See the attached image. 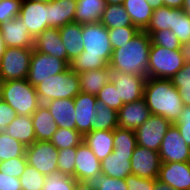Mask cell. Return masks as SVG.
<instances>
[{
    "mask_svg": "<svg viewBox=\"0 0 190 190\" xmlns=\"http://www.w3.org/2000/svg\"><path fill=\"white\" fill-rule=\"evenodd\" d=\"M101 173V161L82 141L77 146L75 160V179L77 181H93Z\"/></svg>",
    "mask_w": 190,
    "mask_h": 190,
    "instance_id": "cell-15",
    "label": "cell"
},
{
    "mask_svg": "<svg viewBox=\"0 0 190 190\" xmlns=\"http://www.w3.org/2000/svg\"><path fill=\"white\" fill-rule=\"evenodd\" d=\"M41 104L55 99H74L80 93L78 73L69 67L35 86Z\"/></svg>",
    "mask_w": 190,
    "mask_h": 190,
    "instance_id": "cell-4",
    "label": "cell"
},
{
    "mask_svg": "<svg viewBox=\"0 0 190 190\" xmlns=\"http://www.w3.org/2000/svg\"><path fill=\"white\" fill-rule=\"evenodd\" d=\"M151 38L145 31H139L128 43L113 49L109 68L147 78Z\"/></svg>",
    "mask_w": 190,
    "mask_h": 190,
    "instance_id": "cell-3",
    "label": "cell"
},
{
    "mask_svg": "<svg viewBox=\"0 0 190 190\" xmlns=\"http://www.w3.org/2000/svg\"><path fill=\"white\" fill-rule=\"evenodd\" d=\"M157 179L175 190H190V162L161 163Z\"/></svg>",
    "mask_w": 190,
    "mask_h": 190,
    "instance_id": "cell-16",
    "label": "cell"
},
{
    "mask_svg": "<svg viewBox=\"0 0 190 190\" xmlns=\"http://www.w3.org/2000/svg\"><path fill=\"white\" fill-rule=\"evenodd\" d=\"M32 53L33 48L7 47L0 61V79H27Z\"/></svg>",
    "mask_w": 190,
    "mask_h": 190,
    "instance_id": "cell-7",
    "label": "cell"
},
{
    "mask_svg": "<svg viewBox=\"0 0 190 190\" xmlns=\"http://www.w3.org/2000/svg\"><path fill=\"white\" fill-rule=\"evenodd\" d=\"M180 43L190 41V17L182 9H174L173 30Z\"/></svg>",
    "mask_w": 190,
    "mask_h": 190,
    "instance_id": "cell-38",
    "label": "cell"
},
{
    "mask_svg": "<svg viewBox=\"0 0 190 190\" xmlns=\"http://www.w3.org/2000/svg\"><path fill=\"white\" fill-rule=\"evenodd\" d=\"M34 50L52 55L67 63V52L59 28H47L34 39Z\"/></svg>",
    "mask_w": 190,
    "mask_h": 190,
    "instance_id": "cell-20",
    "label": "cell"
},
{
    "mask_svg": "<svg viewBox=\"0 0 190 190\" xmlns=\"http://www.w3.org/2000/svg\"><path fill=\"white\" fill-rule=\"evenodd\" d=\"M74 190H95L92 181H76Z\"/></svg>",
    "mask_w": 190,
    "mask_h": 190,
    "instance_id": "cell-55",
    "label": "cell"
},
{
    "mask_svg": "<svg viewBox=\"0 0 190 190\" xmlns=\"http://www.w3.org/2000/svg\"><path fill=\"white\" fill-rule=\"evenodd\" d=\"M123 6L133 25L144 31L150 23L154 10L149 3L146 0H124Z\"/></svg>",
    "mask_w": 190,
    "mask_h": 190,
    "instance_id": "cell-30",
    "label": "cell"
},
{
    "mask_svg": "<svg viewBox=\"0 0 190 190\" xmlns=\"http://www.w3.org/2000/svg\"><path fill=\"white\" fill-rule=\"evenodd\" d=\"M97 98L95 95L80 92L74 98L76 114V130L84 136L93 130L94 118L96 114L95 105Z\"/></svg>",
    "mask_w": 190,
    "mask_h": 190,
    "instance_id": "cell-17",
    "label": "cell"
},
{
    "mask_svg": "<svg viewBox=\"0 0 190 190\" xmlns=\"http://www.w3.org/2000/svg\"><path fill=\"white\" fill-rule=\"evenodd\" d=\"M2 80L0 79V101L2 100Z\"/></svg>",
    "mask_w": 190,
    "mask_h": 190,
    "instance_id": "cell-61",
    "label": "cell"
},
{
    "mask_svg": "<svg viewBox=\"0 0 190 190\" xmlns=\"http://www.w3.org/2000/svg\"><path fill=\"white\" fill-rule=\"evenodd\" d=\"M163 6L172 9H182L184 0H162Z\"/></svg>",
    "mask_w": 190,
    "mask_h": 190,
    "instance_id": "cell-53",
    "label": "cell"
},
{
    "mask_svg": "<svg viewBox=\"0 0 190 190\" xmlns=\"http://www.w3.org/2000/svg\"><path fill=\"white\" fill-rule=\"evenodd\" d=\"M131 157L132 153L112 152L101 161V173L112 178L125 179L132 174Z\"/></svg>",
    "mask_w": 190,
    "mask_h": 190,
    "instance_id": "cell-24",
    "label": "cell"
},
{
    "mask_svg": "<svg viewBox=\"0 0 190 190\" xmlns=\"http://www.w3.org/2000/svg\"><path fill=\"white\" fill-rule=\"evenodd\" d=\"M180 50L182 57L184 58V62L190 63V41L181 44Z\"/></svg>",
    "mask_w": 190,
    "mask_h": 190,
    "instance_id": "cell-54",
    "label": "cell"
},
{
    "mask_svg": "<svg viewBox=\"0 0 190 190\" xmlns=\"http://www.w3.org/2000/svg\"><path fill=\"white\" fill-rule=\"evenodd\" d=\"M146 77L111 70V82L115 85L119 99L124 104L132 103L143 98Z\"/></svg>",
    "mask_w": 190,
    "mask_h": 190,
    "instance_id": "cell-12",
    "label": "cell"
},
{
    "mask_svg": "<svg viewBox=\"0 0 190 190\" xmlns=\"http://www.w3.org/2000/svg\"><path fill=\"white\" fill-rule=\"evenodd\" d=\"M30 1H37V2H44V3H48L52 0H30Z\"/></svg>",
    "mask_w": 190,
    "mask_h": 190,
    "instance_id": "cell-62",
    "label": "cell"
},
{
    "mask_svg": "<svg viewBox=\"0 0 190 190\" xmlns=\"http://www.w3.org/2000/svg\"><path fill=\"white\" fill-rule=\"evenodd\" d=\"M7 46L5 45L4 43V39L2 37V34L0 32V61L5 53V50H6Z\"/></svg>",
    "mask_w": 190,
    "mask_h": 190,
    "instance_id": "cell-58",
    "label": "cell"
},
{
    "mask_svg": "<svg viewBox=\"0 0 190 190\" xmlns=\"http://www.w3.org/2000/svg\"><path fill=\"white\" fill-rule=\"evenodd\" d=\"M95 190H128L125 179H117L100 173L93 181Z\"/></svg>",
    "mask_w": 190,
    "mask_h": 190,
    "instance_id": "cell-44",
    "label": "cell"
},
{
    "mask_svg": "<svg viewBox=\"0 0 190 190\" xmlns=\"http://www.w3.org/2000/svg\"><path fill=\"white\" fill-rule=\"evenodd\" d=\"M113 139L114 130H92L83 136V141L99 161L114 151Z\"/></svg>",
    "mask_w": 190,
    "mask_h": 190,
    "instance_id": "cell-25",
    "label": "cell"
},
{
    "mask_svg": "<svg viewBox=\"0 0 190 190\" xmlns=\"http://www.w3.org/2000/svg\"><path fill=\"white\" fill-rule=\"evenodd\" d=\"M139 31L136 26L108 29L112 49L120 48L121 45L128 43Z\"/></svg>",
    "mask_w": 190,
    "mask_h": 190,
    "instance_id": "cell-40",
    "label": "cell"
},
{
    "mask_svg": "<svg viewBox=\"0 0 190 190\" xmlns=\"http://www.w3.org/2000/svg\"><path fill=\"white\" fill-rule=\"evenodd\" d=\"M171 126L172 124L164 117L151 114L135 130L137 145L159 152L163 138Z\"/></svg>",
    "mask_w": 190,
    "mask_h": 190,
    "instance_id": "cell-10",
    "label": "cell"
},
{
    "mask_svg": "<svg viewBox=\"0 0 190 190\" xmlns=\"http://www.w3.org/2000/svg\"><path fill=\"white\" fill-rule=\"evenodd\" d=\"M82 37L84 51L70 62L69 68L81 73L108 67L113 52L108 29L101 22L83 24Z\"/></svg>",
    "mask_w": 190,
    "mask_h": 190,
    "instance_id": "cell-1",
    "label": "cell"
},
{
    "mask_svg": "<svg viewBox=\"0 0 190 190\" xmlns=\"http://www.w3.org/2000/svg\"><path fill=\"white\" fill-rule=\"evenodd\" d=\"M150 115L144 98L124 104L118 111V127L135 131Z\"/></svg>",
    "mask_w": 190,
    "mask_h": 190,
    "instance_id": "cell-19",
    "label": "cell"
},
{
    "mask_svg": "<svg viewBox=\"0 0 190 190\" xmlns=\"http://www.w3.org/2000/svg\"><path fill=\"white\" fill-rule=\"evenodd\" d=\"M80 92L97 95L98 92L111 81V69L105 67L103 69L83 71L78 73Z\"/></svg>",
    "mask_w": 190,
    "mask_h": 190,
    "instance_id": "cell-27",
    "label": "cell"
},
{
    "mask_svg": "<svg viewBox=\"0 0 190 190\" xmlns=\"http://www.w3.org/2000/svg\"><path fill=\"white\" fill-rule=\"evenodd\" d=\"M100 22L107 29H116L125 26H134L131 22L130 16L124 9L123 4L119 5H106Z\"/></svg>",
    "mask_w": 190,
    "mask_h": 190,
    "instance_id": "cell-31",
    "label": "cell"
},
{
    "mask_svg": "<svg viewBox=\"0 0 190 190\" xmlns=\"http://www.w3.org/2000/svg\"><path fill=\"white\" fill-rule=\"evenodd\" d=\"M180 135L190 147V106H184L178 121L174 124Z\"/></svg>",
    "mask_w": 190,
    "mask_h": 190,
    "instance_id": "cell-47",
    "label": "cell"
},
{
    "mask_svg": "<svg viewBox=\"0 0 190 190\" xmlns=\"http://www.w3.org/2000/svg\"><path fill=\"white\" fill-rule=\"evenodd\" d=\"M143 98L151 114L162 116L173 125L183 111L184 103L171 79L147 78Z\"/></svg>",
    "mask_w": 190,
    "mask_h": 190,
    "instance_id": "cell-2",
    "label": "cell"
},
{
    "mask_svg": "<svg viewBox=\"0 0 190 190\" xmlns=\"http://www.w3.org/2000/svg\"><path fill=\"white\" fill-rule=\"evenodd\" d=\"M172 84L175 87L190 86V63H185L172 78Z\"/></svg>",
    "mask_w": 190,
    "mask_h": 190,
    "instance_id": "cell-50",
    "label": "cell"
},
{
    "mask_svg": "<svg viewBox=\"0 0 190 190\" xmlns=\"http://www.w3.org/2000/svg\"><path fill=\"white\" fill-rule=\"evenodd\" d=\"M23 0L0 1V24L18 17Z\"/></svg>",
    "mask_w": 190,
    "mask_h": 190,
    "instance_id": "cell-46",
    "label": "cell"
},
{
    "mask_svg": "<svg viewBox=\"0 0 190 190\" xmlns=\"http://www.w3.org/2000/svg\"><path fill=\"white\" fill-rule=\"evenodd\" d=\"M76 2L74 22L80 24L100 22L107 5L105 0H76Z\"/></svg>",
    "mask_w": 190,
    "mask_h": 190,
    "instance_id": "cell-28",
    "label": "cell"
},
{
    "mask_svg": "<svg viewBox=\"0 0 190 190\" xmlns=\"http://www.w3.org/2000/svg\"><path fill=\"white\" fill-rule=\"evenodd\" d=\"M149 5L152 7V9H157L159 7H163L162 0H146Z\"/></svg>",
    "mask_w": 190,
    "mask_h": 190,
    "instance_id": "cell-57",
    "label": "cell"
},
{
    "mask_svg": "<svg viewBox=\"0 0 190 190\" xmlns=\"http://www.w3.org/2000/svg\"><path fill=\"white\" fill-rule=\"evenodd\" d=\"M58 127L76 130L74 99H55L45 103Z\"/></svg>",
    "mask_w": 190,
    "mask_h": 190,
    "instance_id": "cell-23",
    "label": "cell"
},
{
    "mask_svg": "<svg viewBox=\"0 0 190 190\" xmlns=\"http://www.w3.org/2000/svg\"><path fill=\"white\" fill-rule=\"evenodd\" d=\"M153 190H175L171 188L168 184L159 181L158 179H153Z\"/></svg>",
    "mask_w": 190,
    "mask_h": 190,
    "instance_id": "cell-56",
    "label": "cell"
},
{
    "mask_svg": "<svg viewBox=\"0 0 190 190\" xmlns=\"http://www.w3.org/2000/svg\"><path fill=\"white\" fill-rule=\"evenodd\" d=\"M113 145V152L133 153L137 147L135 131L116 127L114 129Z\"/></svg>",
    "mask_w": 190,
    "mask_h": 190,
    "instance_id": "cell-35",
    "label": "cell"
},
{
    "mask_svg": "<svg viewBox=\"0 0 190 190\" xmlns=\"http://www.w3.org/2000/svg\"><path fill=\"white\" fill-rule=\"evenodd\" d=\"M77 147L58 150V171L75 178Z\"/></svg>",
    "mask_w": 190,
    "mask_h": 190,
    "instance_id": "cell-42",
    "label": "cell"
},
{
    "mask_svg": "<svg viewBox=\"0 0 190 190\" xmlns=\"http://www.w3.org/2000/svg\"><path fill=\"white\" fill-rule=\"evenodd\" d=\"M128 190H153V179L141 178L130 174L125 178Z\"/></svg>",
    "mask_w": 190,
    "mask_h": 190,
    "instance_id": "cell-48",
    "label": "cell"
},
{
    "mask_svg": "<svg viewBox=\"0 0 190 190\" xmlns=\"http://www.w3.org/2000/svg\"><path fill=\"white\" fill-rule=\"evenodd\" d=\"M26 146L19 140H15L6 132H0V161H6L18 157H23Z\"/></svg>",
    "mask_w": 190,
    "mask_h": 190,
    "instance_id": "cell-34",
    "label": "cell"
},
{
    "mask_svg": "<svg viewBox=\"0 0 190 190\" xmlns=\"http://www.w3.org/2000/svg\"><path fill=\"white\" fill-rule=\"evenodd\" d=\"M182 10L190 17V0H184Z\"/></svg>",
    "mask_w": 190,
    "mask_h": 190,
    "instance_id": "cell-59",
    "label": "cell"
},
{
    "mask_svg": "<svg viewBox=\"0 0 190 190\" xmlns=\"http://www.w3.org/2000/svg\"><path fill=\"white\" fill-rule=\"evenodd\" d=\"M0 32L7 47H34V38L19 17L0 24Z\"/></svg>",
    "mask_w": 190,
    "mask_h": 190,
    "instance_id": "cell-18",
    "label": "cell"
},
{
    "mask_svg": "<svg viewBox=\"0 0 190 190\" xmlns=\"http://www.w3.org/2000/svg\"><path fill=\"white\" fill-rule=\"evenodd\" d=\"M0 190H22L20 179L0 172Z\"/></svg>",
    "mask_w": 190,
    "mask_h": 190,
    "instance_id": "cell-51",
    "label": "cell"
},
{
    "mask_svg": "<svg viewBox=\"0 0 190 190\" xmlns=\"http://www.w3.org/2000/svg\"><path fill=\"white\" fill-rule=\"evenodd\" d=\"M159 155L161 163L190 162V147L173 124L163 138Z\"/></svg>",
    "mask_w": 190,
    "mask_h": 190,
    "instance_id": "cell-11",
    "label": "cell"
},
{
    "mask_svg": "<svg viewBox=\"0 0 190 190\" xmlns=\"http://www.w3.org/2000/svg\"><path fill=\"white\" fill-rule=\"evenodd\" d=\"M36 141H50L58 125L45 104H41L31 115Z\"/></svg>",
    "mask_w": 190,
    "mask_h": 190,
    "instance_id": "cell-26",
    "label": "cell"
},
{
    "mask_svg": "<svg viewBox=\"0 0 190 190\" xmlns=\"http://www.w3.org/2000/svg\"><path fill=\"white\" fill-rule=\"evenodd\" d=\"M130 161L133 175L147 179L158 178L161 165L159 152L137 145Z\"/></svg>",
    "mask_w": 190,
    "mask_h": 190,
    "instance_id": "cell-14",
    "label": "cell"
},
{
    "mask_svg": "<svg viewBox=\"0 0 190 190\" xmlns=\"http://www.w3.org/2000/svg\"><path fill=\"white\" fill-rule=\"evenodd\" d=\"M5 132L15 140H19L26 147L32 145L36 141L31 116L17 115L7 126Z\"/></svg>",
    "mask_w": 190,
    "mask_h": 190,
    "instance_id": "cell-29",
    "label": "cell"
},
{
    "mask_svg": "<svg viewBox=\"0 0 190 190\" xmlns=\"http://www.w3.org/2000/svg\"><path fill=\"white\" fill-rule=\"evenodd\" d=\"M98 101L103 102L109 108L119 111V109L124 105L121 99H119L118 91L113 84L109 81L96 95Z\"/></svg>",
    "mask_w": 190,
    "mask_h": 190,
    "instance_id": "cell-41",
    "label": "cell"
},
{
    "mask_svg": "<svg viewBox=\"0 0 190 190\" xmlns=\"http://www.w3.org/2000/svg\"><path fill=\"white\" fill-rule=\"evenodd\" d=\"M173 22L174 9L165 6L159 7L153 10L150 23L144 31L150 35L153 31L173 30Z\"/></svg>",
    "mask_w": 190,
    "mask_h": 190,
    "instance_id": "cell-33",
    "label": "cell"
},
{
    "mask_svg": "<svg viewBox=\"0 0 190 190\" xmlns=\"http://www.w3.org/2000/svg\"><path fill=\"white\" fill-rule=\"evenodd\" d=\"M27 166L26 156L9 159L1 162L0 172L5 175L20 178Z\"/></svg>",
    "mask_w": 190,
    "mask_h": 190,
    "instance_id": "cell-45",
    "label": "cell"
},
{
    "mask_svg": "<svg viewBox=\"0 0 190 190\" xmlns=\"http://www.w3.org/2000/svg\"><path fill=\"white\" fill-rule=\"evenodd\" d=\"M19 179L22 190H43L46 176L27 164Z\"/></svg>",
    "mask_w": 190,
    "mask_h": 190,
    "instance_id": "cell-39",
    "label": "cell"
},
{
    "mask_svg": "<svg viewBox=\"0 0 190 190\" xmlns=\"http://www.w3.org/2000/svg\"><path fill=\"white\" fill-rule=\"evenodd\" d=\"M27 164L47 176L58 171V150L50 141H35L26 147Z\"/></svg>",
    "mask_w": 190,
    "mask_h": 190,
    "instance_id": "cell-9",
    "label": "cell"
},
{
    "mask_svg": "<svg viewBox=\"0 0 190 190\" xmlns=\"http://www.w3.org/2000/svg\"><path fill=\"white\" fill-rule=\"evenodd\" d=\"M76 0H52L48 2V28H60L74 22Z\"/></svg>",
    "mask_w": 190,
    "mask_h": 190,
    "instance_id": "cell-21",
    "label": "cell"
},
{
    "mask_svg": "<svg viewBox=\"0 0 190 190\" xmlns=\"http://www.w3.org/2000/svg\"><path fill=\"white\" fill-rule=\"evenodd\" d=\"M93 130H114L118 127V112L98 101L95 105Z\"/></svg>",
    "mask_w": 190,
    "mask_h": 190,
    "instance_id": "cell-32",
    "label": "cell"
},
{
    "mask_svg": "<svg viewBox=\"0 0 190 190\" xmlns=\"http://www.w3.org/2000/svg\"><path fill=\"white\" fill-rule=\"evenodd\" d=\"M184 64L180 49H166L151 43L147 78L171 79Z\"/></svg>",
    "mask_w": 190,
    "mask_h": 190,
    "instance_id": "cell-6",
    "label": "cell"
},
{
    "mask_svg": "<svg viewBox=\"0 0 190 190\" xmlns=\"http://www.w3.org/2000/svg\"><path fill=\"white\" fill-rule=\"evenodd\" d=\"M16 111L4 100L0 101V132H5L7 126L16 118Z\"/></svg>",
    "mask_w": 190,
    "mask_h": 190,
    "instance_id": "cell-49",
    "label": "cell"
},
{
    "mask_svg": "<svg viewBox=\"0 0 190 190\" xmlns=\"http://www.w3.org/2000/svg\"><path fill=\"white\" fill-rule=\"evenodd\" d=\"M68 67L64 60L33 49L27 80L35 87L43 80L64 72Z\"/></svg>",
    "mask_w": 190,
    "mask_h": 190,
    "instance_id": "cell-8",
    "label": "cell"
},
{
    "mask_svg": "<svg viewBox=\"0 0 190 190\" xmlns=\"http://www.w3.org/2000/svg\"><path fill=\"white\" fill-rule=\"evenodd\" d=\"M76 181L72 176L55 171L46 176L43 190H74Z\"/></svg>",
    "mask_w": 190,
    "mask_h": 190,
    "instance_id": "cell-37",
    "label": "cell"
},
{
    "mask_svg": "<svg viewBox=\"0 0 190 190\" xmlns=\"http://www.w3.org/2000/svg\"><path fill=\"white\" fill-rule=\"evenodd\" d=\"M151 43L171 50L180 49L181 43L177 36L170 30L153 31L150 34Z\"/></svg>",
    "mask_w": 190,
    "mask_h": 190,
    "instance_id": "cell-43",
    "label": "cell"
},
{
    "mask_svg": "<svg viewBox=\"0 0 190 190\" xmlns=\"http://www.w3.org/2000/svg\"><path fill=\"white\" fill-rule=\"evenodd\" d=\"M83 24L71 22L59 28L60 37L67 52V64L84 51Z\"/></svg>",
    "mask_w": 190,
    "mask_h": 190,
    "instance_id": "cell-22",
    "label": "cell"
},
{
    "mask_svg": "<svg viewBox=\"0 0 190 190\" xmlns=\"http://www.w3.org/2000/svg\"><path fill=\"white\" fill-rule=\"evenodd\" d=\"M2 100L11 106L17 115L31 116L41 105L35 87L27 79L3 81Z\"/></svg>",
    "mask_w": 190,
    "mask_h": 190,
    "instance_id": "cell-5",
    "label": "cell"
},
{
    "mask_svg": "<svg viewBox=\"0 0 190 190\" xmlns=\"http://www.w3.org/2000/svg\"><path fill=\"white\" fill-rule=\"evenodd\" d=\"M18 17L35 39L48 28V3L23 0Z\"/></svg>",
    "mask_w": 190,
    "mask_h": 190,
    "instance_id": "cell-13",
    "label": "cell"
},
{
    "mask_svg": "<svg viewBox=\"0 0 190 190\" xmlns=\"http://www.w3.org/2000/svg\"><path fill=\"white\" fill-rule=\"evenodd\" d=\"M107 5L114 4V5H119L123 4L124 0H105Z\"/></svg>",
    "mask_w": 190,
    "mask_h": 190,
    "instance_id": "cell-60",
    "label": "cell"
},
{
    "mask_svg": "<svg viewBox=\"0 0 190 190\" xmlns=\"http://www.w3.org/2000/svg\"><path fill=\"white\" fill-rule=\"evenodd\" d=\"M184 106H190V86L176 87Z\"/></svg>",
    "mask_w": 190,
    "mask_h": 190,
    "instance_id": "cell-52",
    "label": "cell"
},
{
    "mask_svg": "<svg viewBox=\"0 0 190 190\" xmlns=\"http://www.w3.org/2000/svg\"><path fill=\"white\" fill-rule=\"evenodd\" d=\"M83 141V136L74 129H63L58 127L50 142L57 150L77 147Z\"/></svg>",
    "mask_w": 190,
    "mask_h": 190,
    "instance_id": "cell-36",
    "label": "cell"
}]
</instances>
